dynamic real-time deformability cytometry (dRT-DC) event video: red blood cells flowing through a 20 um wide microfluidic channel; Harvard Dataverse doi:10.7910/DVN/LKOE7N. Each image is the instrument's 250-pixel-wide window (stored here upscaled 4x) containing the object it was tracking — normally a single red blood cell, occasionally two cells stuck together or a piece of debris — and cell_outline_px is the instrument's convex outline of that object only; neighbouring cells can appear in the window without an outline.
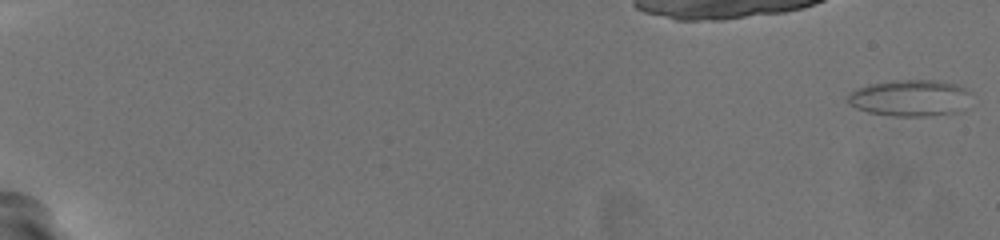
{"species": "common noctule bat (a hibernating species)", "species_latin": "Nyctalus noctula", "temperature_condition": "warm", "stored_images_in_passage": 60, "camera_frame_rate_fps": 3000, "um_per_image_px": 0.085, "animal": {"sex": "female", "body_mass_g": 19.5, "forearm_length_mm": 54.1}, "frame": {"image": 1, "passage_image": 1, "time_ms": 0.0, "image_size_px": [1000, 240], "cell_outline_px": [[968, 92], [964, 112], [932, 116], [892, 116], [868, 112], [856, 108], [848, 104], [844, 100], [856, 88], [868, 84], [892, 80], [936, 80], [956, 84], [964, 88]], "centroid_in_image_um": [77.32, 8.34], "position_along_channel_um": 7.7, "area_um2": 26.53}}
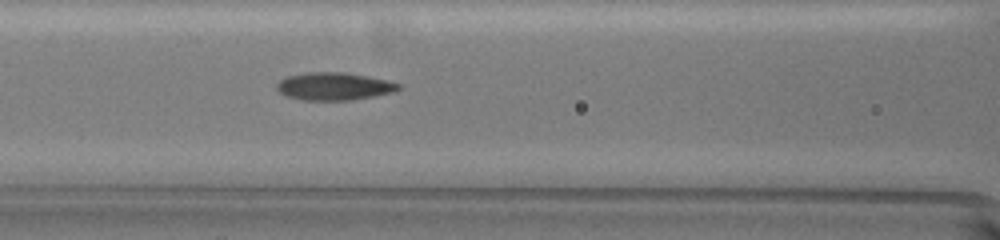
{"frame": {"image": 2, "passage_image": 30, "time_ms": 9.667, "image_size_px": [1000, 240], "cell_outline_px": [[400, 88], [392, 92], [352, 100], [304, 100], [284, 96], [276, 88], [276, 84], [280, 80], [288, 76], [308, 72], [344, 72], [368, 76], [388, 80], [400, 84]], "centroid_in_image_um": [28.37, 7.33], "position_along_channel_um": 138.2, "area_um2": 19.59}}
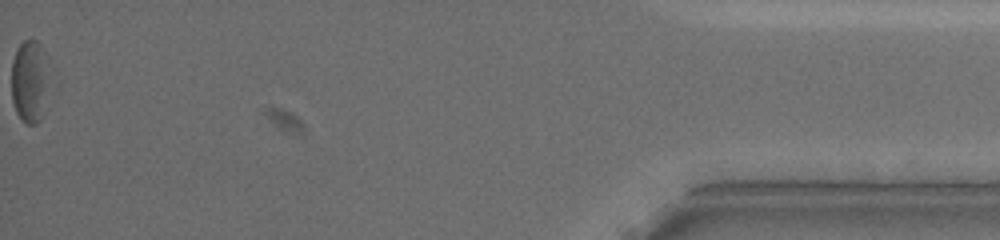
{"frame": {"image": 3, "passage_image": 60, "time_ms": 19.667, "image_size_px": [1000, 240], "cell_outline_px": [[48, 108], [40, 120], [36, 124], [28, 124], [16, 112], [12, 100], [12, 60], [20, 44], [24, 40], [36, 40], [40, 44], [48, 56]], "centroid_in_image_um": [2.58, 6.92], "position_along_channel_um": 432.6, "area_um2": 18.79}, "authors_computed_cell_mechanics": {"area_um2": 19.5653, "velocity_mm_per_s": 3.734, "shape_relaxation_time_tau1_ms": 4.221, "shape_relaxation_time_tau2_ms": 2.4319, "deformation_change_tau1": 0.1527, "deformation_change_tau2": 0.1083}}